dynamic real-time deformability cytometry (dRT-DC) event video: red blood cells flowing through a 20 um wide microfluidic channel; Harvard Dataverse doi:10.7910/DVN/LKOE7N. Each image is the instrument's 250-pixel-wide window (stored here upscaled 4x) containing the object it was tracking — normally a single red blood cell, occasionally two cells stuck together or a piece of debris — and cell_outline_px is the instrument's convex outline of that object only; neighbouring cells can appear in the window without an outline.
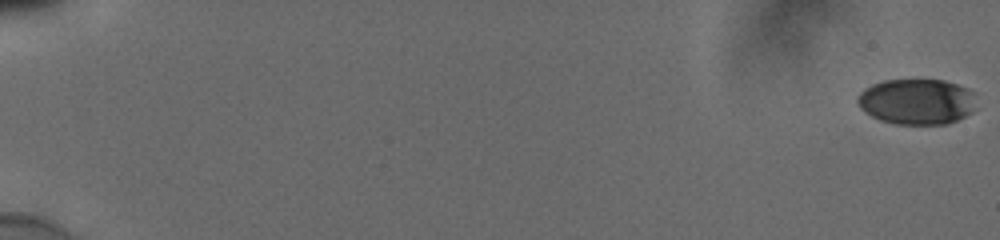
{"species": "human", "species_latin": "Homo sapiens", "temperature_condition": "cold", "stored_images_in_passage": 16, "camera_frame_rate_fps": 3000, "um_per_image_px": 0.085, "donor": {"sex": "male"}, "frame": {"image": 1, "passage_image": 1, "time_ms": 0.0, "image_size_px": [1000, 240], "cell_outline_px": [[976, 108], [972, 112], [956, 120], [944, 124], [896, 124], [880, 120], [864, 112], [860, 108], [856, 100], [860, 92], [864, 88], [872, 84], [884, 80], [944, 80], [968, 88], [972, 92]], "centroid_in_image_um": [77.9, 8.63], "position_along_channel_um": 7.1, "area_um2": 31.67}}